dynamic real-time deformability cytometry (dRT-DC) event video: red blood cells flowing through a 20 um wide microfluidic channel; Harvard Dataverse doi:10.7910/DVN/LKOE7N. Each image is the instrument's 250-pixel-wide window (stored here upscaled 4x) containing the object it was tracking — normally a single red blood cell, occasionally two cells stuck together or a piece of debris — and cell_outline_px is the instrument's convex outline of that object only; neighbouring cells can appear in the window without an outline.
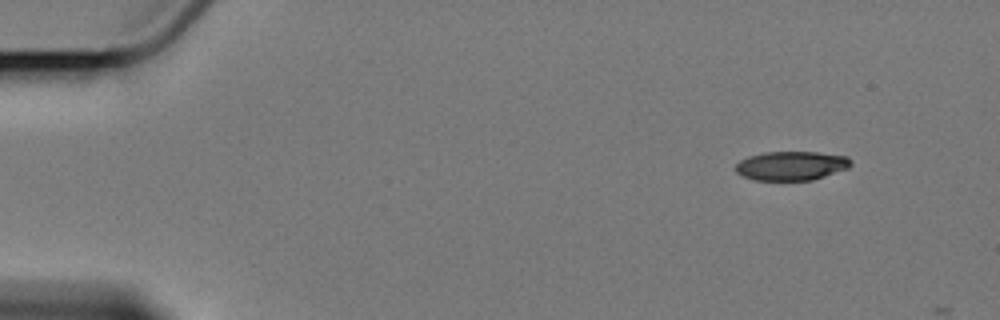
{"species": "Egyptian fruit bat (a non-hibernating species)", "species_latin": "Rousettus aegyptiacus", "temperature_condition": "cold", "stored_images_in_passage": 2, "camera_frame_rate_fps": 3000, "um_per_image_px": 0.085, "animal": {"sex": "female"}, "frame": {"image": 1, "passage_image": 1, "time_ms": 0.0, "image_size_px": [1000, 320], "cell_outline_px": [[852, 164], [848, 168], [812, 180], [756, 180], [744, 176], [736, 172], [736, 164], [740, 160], [748, 156], [764, 152], [816, 152], [848, 156], [852, 160]], "centroid_in_image_um": [67.28, 14.08], "position_along_channel_um": 17.7, "area_um2": 19.48}}